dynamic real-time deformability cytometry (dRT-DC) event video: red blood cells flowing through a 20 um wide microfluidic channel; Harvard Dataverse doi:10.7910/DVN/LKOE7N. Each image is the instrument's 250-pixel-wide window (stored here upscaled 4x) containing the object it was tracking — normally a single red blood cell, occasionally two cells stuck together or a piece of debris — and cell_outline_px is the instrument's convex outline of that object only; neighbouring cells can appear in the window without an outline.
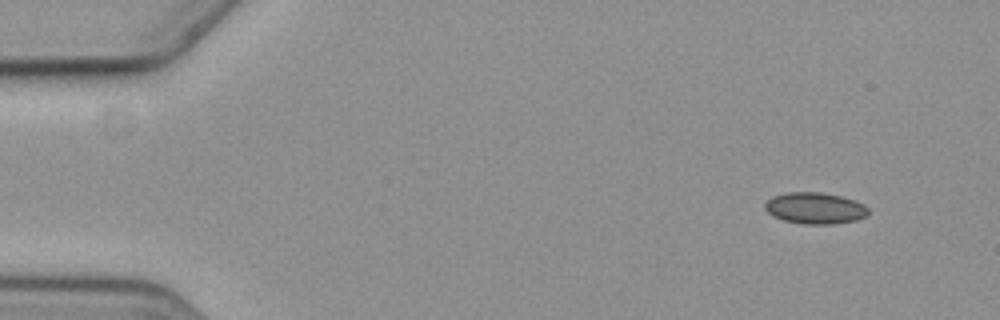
{"species": "common noctule bat (a hibernating species)", "species_latin": "Nyctalus noctula", "temperature_condition": "cold", "stored_images_in_passage": 9, "camera_frame_rate_fps": 3000, "um_per_image_px": 0.085, "animal": {"sex": "female", "body_mass_g": 19.3, "forearm_length_mm": 54.1}, "frame": {"image": 1, "passage_image": 1, "time_ms": 0.0, "image_size_px": [1000, 320], "cell_outline_px": [[868, 216], [856, 220], [832, 224], [800, 224], [784, 220], [772, 216], [764, 208], [764, 204], [772, 196], [784, 192], [820, 192], [840, 196], [864, 204], [868, 208]], "centroid_in_image_um": [69.25, 17.69], "position_along_channel_um": 15.7, "area_um2": 19.02}}
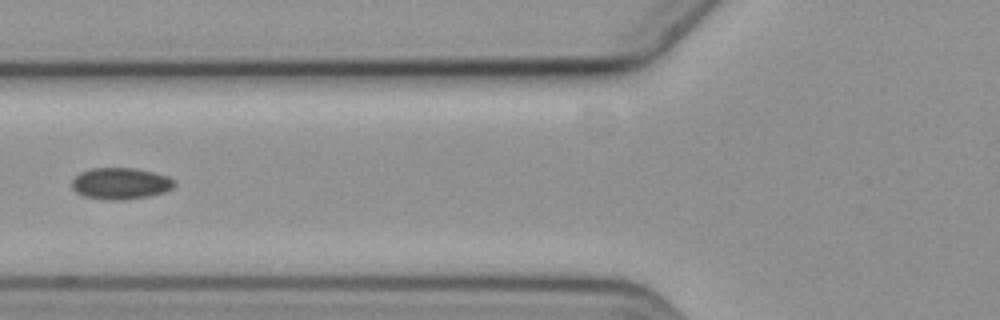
{"frame": {"image": 2, "passage_image": 6, "time_ms": 6.0, "image_size_px": [1000, 320], "cell_outline_px": [[176, 184], [172, 188], [164, 192], [148, 196], [124, 200], [104, 200], [84, 196], [76, 192], [72, 188], [72, 180], [80, 172], [92, 168], [136, 168], [168, 176], [176, 180]], "centroid_in_image_um": [10.25, 15.6], "position_along_channel_um": 115.5, "area_um2": 18.96}}
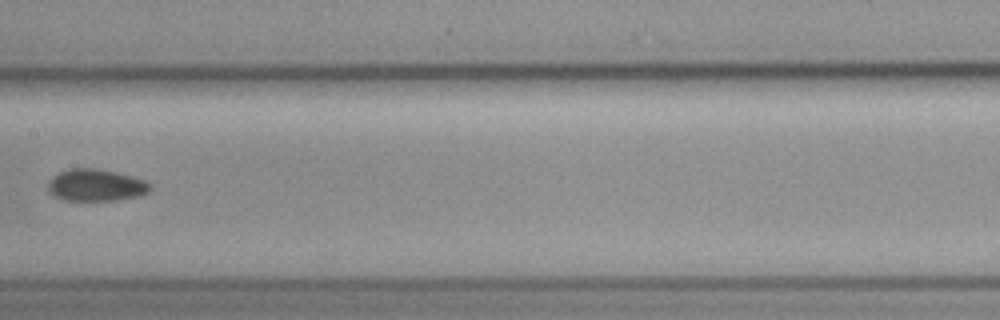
{"frame": {"image": 3, "passage_image": 8, "time_ms": 8.333, "image_size_px": [1000, 320], "cell_outline_px": [[152, 188], [148, 192], [140, 196], [116, 200], [64, 200], [48, 192], [48, 184], [52, 176], [60, 172], [72, 168], [96, 168], [116, 172], [148, 180], [152, 184]], "centroid_in_image_um": [8.2, 15.73], "position_along_channel_um": 199.2, "area_um2": 19.19}}